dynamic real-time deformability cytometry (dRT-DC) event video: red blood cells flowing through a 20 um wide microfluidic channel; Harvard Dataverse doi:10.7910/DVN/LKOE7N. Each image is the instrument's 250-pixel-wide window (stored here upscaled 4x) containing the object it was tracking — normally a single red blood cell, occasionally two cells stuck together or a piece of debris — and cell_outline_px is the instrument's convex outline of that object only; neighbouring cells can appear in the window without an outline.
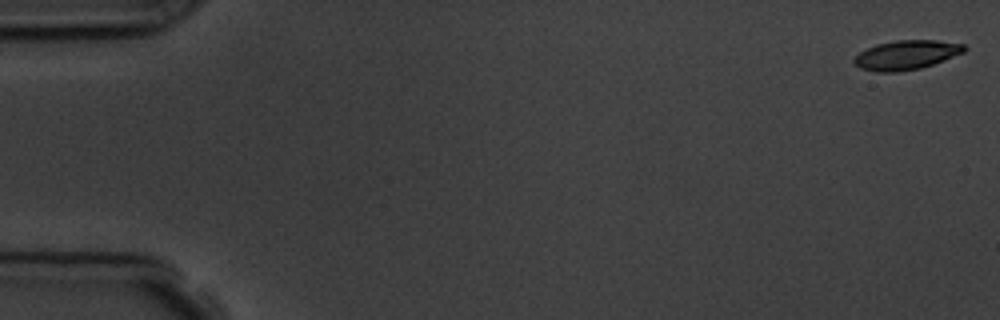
{"species": "common noctule bat (a hibernating species)", "species_latin": "Nyctalus noctula", "temperature_condition": "room temperature", "stored_images_in_passage": 11, "camera_frame_rate_fps": 3000, "um_per_image_px": 0.085, "animal": {"sex": "male", "body_mass_g": 19.5, "forearm_length_mm": 54.6}, "frame": {"image": 1, "passage_image": 1, "time_ms": 0.0, "image_size_px": [1000, 320], "cell_outline_px": [[968, 48], [964, 52], [944, 60], [920, 68], [896, 72], [876, 72], [860, 68], [852, 60], [860, 52], [876, 44], [896, 40], [936, 40], [964, 44]], "centroid_in_image_um": [77.04, 4.67], "position_along_channel_um": 8.0, "area_um2": 18.73}}
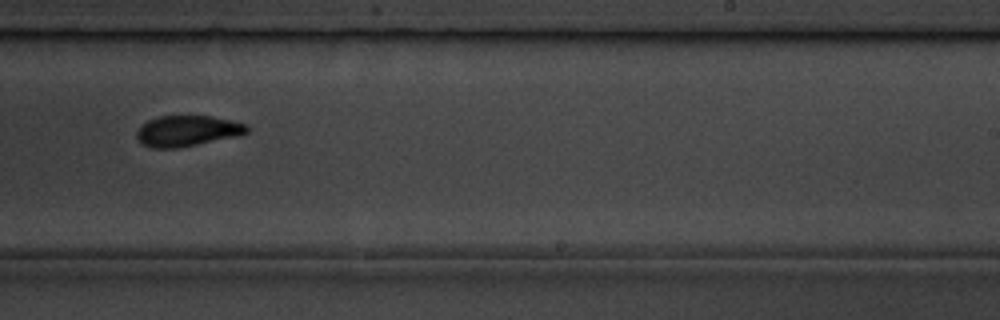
{"frame": {"image": 2, "passage_image": 10, "time_ms": 11.0, "image_size_px": [1000, 320], "cell_outline_px": [[248, 132], [244, 136], [176, 148], [152, 148], [140, 144], [136, 136], [136, 132], [148, 120], [160, 116], [212, 116], [248, 124]], "centroid_in_image_um": [15.97, 11.14], "position_along_channel_um": 273.0, "area_um2": 20.06}}